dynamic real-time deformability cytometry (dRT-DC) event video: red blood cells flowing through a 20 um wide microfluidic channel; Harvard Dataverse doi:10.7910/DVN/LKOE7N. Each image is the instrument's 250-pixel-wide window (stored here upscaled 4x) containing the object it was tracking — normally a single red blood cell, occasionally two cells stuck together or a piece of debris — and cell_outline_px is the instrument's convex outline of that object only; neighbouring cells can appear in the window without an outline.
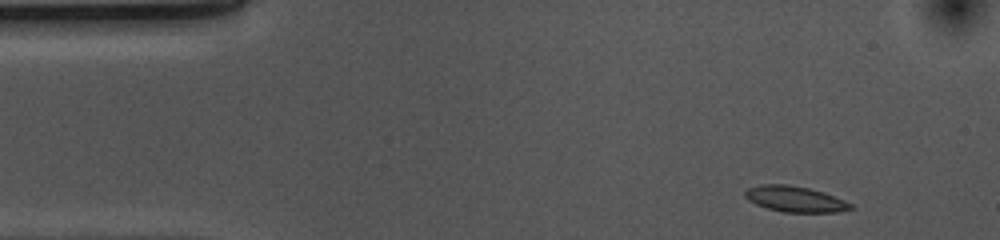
{"species": "common noctule bat (a hibernating species)", "species_latin": "Nyctalus noctula", "temperature_condition": "cold", "stored_images_in_passage": 44, "camera_frame_rate_fps": 3000, "um_per_image_px": 0.085, "animal": {"sex": "female", "body_mass_g": 10.0, "forearm_length_mm": 53.1}, "frame": {"image": 1, "passage_image": 1, "time_ms": 0.0, "image_size_px": [1000, 240], "cell_outline_px": [[856, 208], [836, 212], [784, 212], [768, 208], [756, 204], [748, 200], [744, 196], [744, 192], [748, 188], [760, 184], [788, 184], [808, 188], [824, 192], [844, 200], [852, 204]], "centroid_in_image_um": [67.58, 16.91], "position_along_channel_um": 17.4, "area_um2": 15.9}}
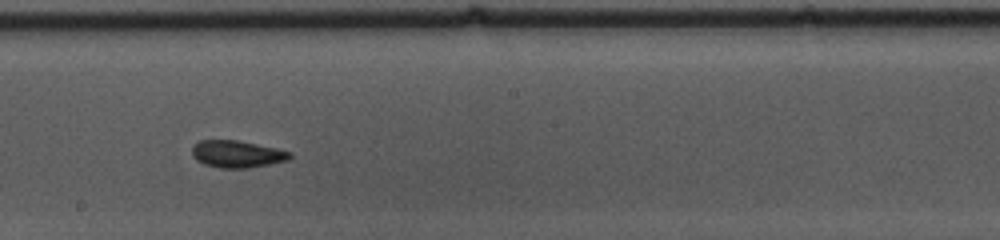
{"frame": {"image": 2, "passage_image": 24, "time_ms": 7.667, "image_size_px": [1000, 240], "cell_outline_px": [[292, 156], [288, 160], [248, 168], [220, 168], [204, 164], [196, 160], [192, 156], [192, 148], [200, 140], [236, 140], [276, 148], [292, 152]], "centroid_in_image_um": [20.14, 13.1], "position_along_channel_um": 228.1, "area_um2": 15.37}}
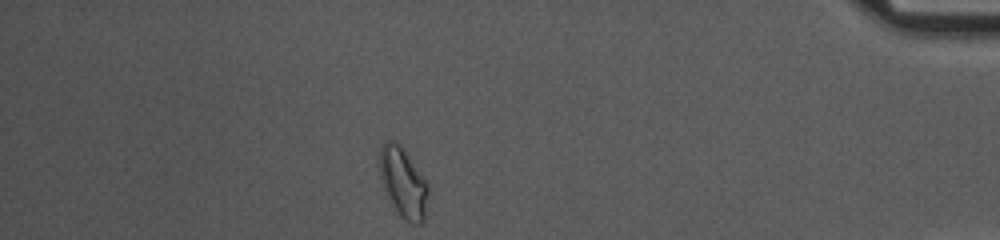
{"frame": {"image": 3, "passage_image": 42, "time_ms": 13.667, "image_size_px": [1000, 240], "cell_outline_px": [[428, 196], [424, 220], [420, 224], [412, 224], [404, 220], [400, 216], [384, 192], [380, 180], [380, 148], [388, 140], [396, 140], [404, 148], [428, 184]], "centroid_in_image_um": [34.27, 15.53], "position_along_channel_um": 400.9, "area_um2": 19.94}, "authors_computed_cell_mechanics": {"area_um2": 15.7216, "velocity_mm_per_s": 3.6873, "shape_relaxation_time_tau1_ms": 7.4289, "shape_relaxation_time_tau2_ms": 2.757, "deformation_change_tau1": 0.1313, "deformation_change_tau2": 0.08}}